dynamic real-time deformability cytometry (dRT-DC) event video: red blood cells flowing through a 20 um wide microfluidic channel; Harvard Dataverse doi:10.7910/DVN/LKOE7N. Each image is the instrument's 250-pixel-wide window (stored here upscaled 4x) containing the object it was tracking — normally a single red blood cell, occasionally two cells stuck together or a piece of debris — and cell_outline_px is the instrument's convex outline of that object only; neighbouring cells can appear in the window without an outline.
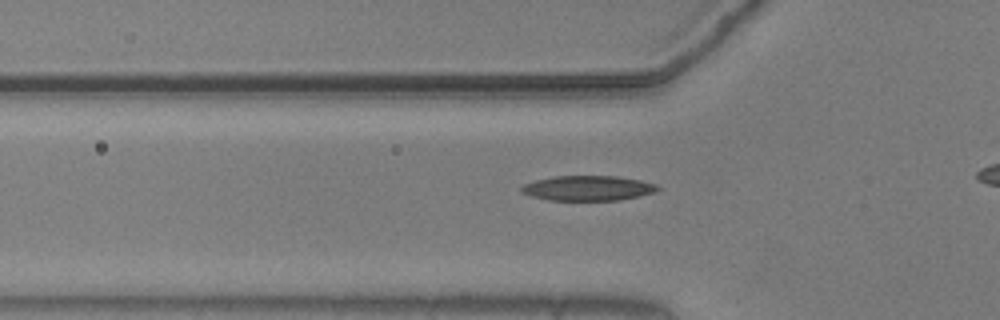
{"species": "common noctule bat (a hibernating species)", "species_latin": "Nyctalus noctula", "temperature_condition": "warm", "stored_images_in_passage": 39, "camera_frame_rate_fps": 3000, "um_per_image_px": 0.085, "animal": {"sex": "male", "body_mass_g": 20.5, "forearm_length_mm": 52.5}, "frame": {"image": 1, "passage_image": 12, "time_ms": 3.667, "image_size_px": [1000, 320], "cell_outline_px": [[660, 188], [656, 192], [640, 196], [620, 200], [548, 200], [532, 196], [520, 192], [520, 188], [524, 184], [536, 180], [556, 176], [616, 176], [640, 180], [656, 184]], "centroid_in_image_um": [49.99, 15.99], "position_along_channel_um": 75.8, "area_um2": 19.83}}
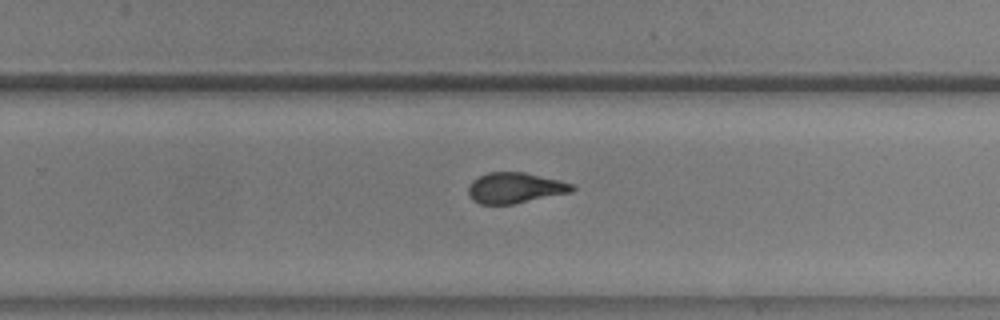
{"frame": {"image": 2, "passage_image": 29, "time_ms": 9.333, "image_size_px": [1000, 320], "cell_outline_px": [[576, 188], [572, 192], [512, 204], [480, 204], [472, 200], [468, 192], [468, 188], [472, 180], [488, 172], [524, 172], [560, 180], [576, 184]], "centroid_in_image_um": [43.81, 15.97], "position_along_channel_um": 286.0, "area_um2": 18.61}}
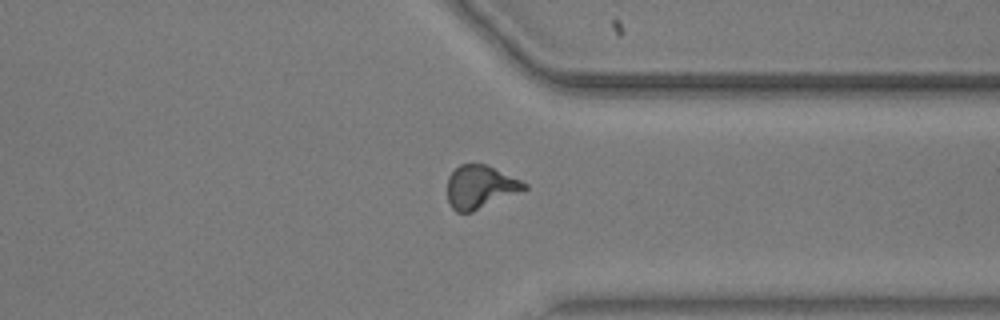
{"frame": {"image": 3, "passage_image": 36, "time_ms": 11.667, "image_size_px": [1000, 320], "cell_outline_px": [[528, 188], [472, 212], [456, 212], [452, 208], [448, 200], [448, 176], [460, 164], [484, 164], [520, 180], [528, 184]], "centroid_in_image_um": [40.79, 15.9], "position_along_channel_um": 370.6, "area_um2": 18.96}}